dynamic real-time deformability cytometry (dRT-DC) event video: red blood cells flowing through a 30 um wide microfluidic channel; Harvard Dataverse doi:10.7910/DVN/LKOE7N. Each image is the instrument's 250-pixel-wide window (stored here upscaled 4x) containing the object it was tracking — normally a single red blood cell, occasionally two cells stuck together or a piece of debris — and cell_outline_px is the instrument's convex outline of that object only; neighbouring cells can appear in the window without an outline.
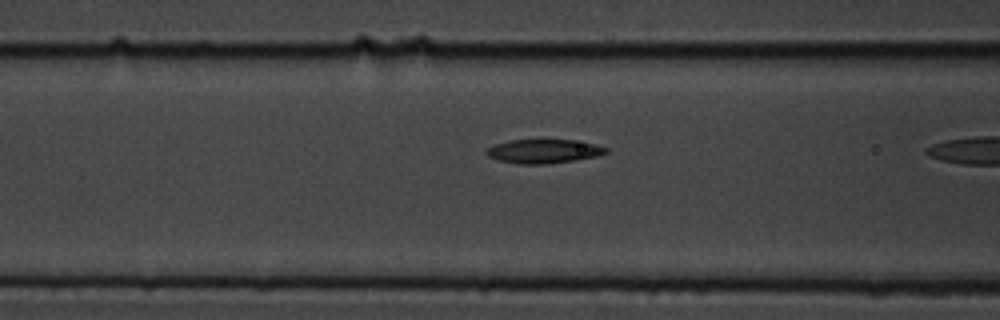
{"species": "common noctule bat (a hibernating species)", "species_latin": "Nyctalus noctula", "temperature_condition": "cold", "stored_images_in_passage": 5, "camera_frame_rate_fps": 3000, "um_per_image_px": 0.085, "animal": {"sex": "male", "body_mass_g": 19.5, "forearm_length_mm": 54.6}, "frame": {"image": 1, "passage_image": 4, "time_ms": 1.0, "image_size_px": [1000, 320], "cell_outline_px": [[608, 152], [596, 156], [572, 160], [544, 164], [520, 164], [496, 160], [488, 156], [484, 152], [488, 148], [496, 144], [512, 140], [572, 140], [596, 144], [608, 148]], "centroid_in_image_um": [46.19, 12.86], "position_along_channel_um": 120.4, "area_um2": 16.47}}